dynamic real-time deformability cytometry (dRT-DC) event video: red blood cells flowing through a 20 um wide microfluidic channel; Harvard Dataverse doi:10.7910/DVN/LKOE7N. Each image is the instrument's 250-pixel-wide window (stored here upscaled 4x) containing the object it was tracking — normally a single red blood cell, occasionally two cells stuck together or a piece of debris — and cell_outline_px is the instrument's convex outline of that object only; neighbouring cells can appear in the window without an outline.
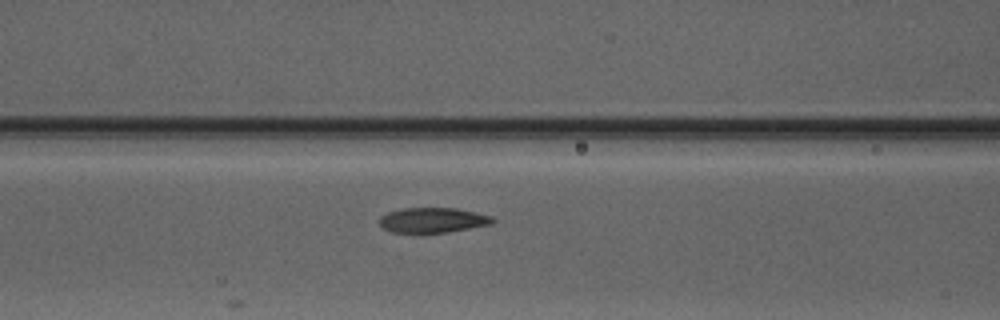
{"species": "Egyptian fruit bat (a non-hibernating species)", "species_latin": "Rousettus aegyptiacus", "temperature_condition": "warm", "stored_images_in_passage": 8, "segment_of_instrument_passage": [1, 2], "camera_frame_rate_fps": 3000, "um_per_image_px": 0.085, "animal": {"sex": "male"}, "frame": {"image": 1, "passage_image": 7, "time_ms": 8.333, "image_size_px": [1000, 320], "cell_outline_px": [[496, 220], [492, 224], [448, 232], [392, 232], [384, 228], [380, 224], [380, 216], [388, 212], [400, 208], [456, 208], [476, 212], [492, 216]], "centroid_in_image_um": [36.81, 18.7], "position_along_channel_um": 129.8, "area_um2": 16.47}}